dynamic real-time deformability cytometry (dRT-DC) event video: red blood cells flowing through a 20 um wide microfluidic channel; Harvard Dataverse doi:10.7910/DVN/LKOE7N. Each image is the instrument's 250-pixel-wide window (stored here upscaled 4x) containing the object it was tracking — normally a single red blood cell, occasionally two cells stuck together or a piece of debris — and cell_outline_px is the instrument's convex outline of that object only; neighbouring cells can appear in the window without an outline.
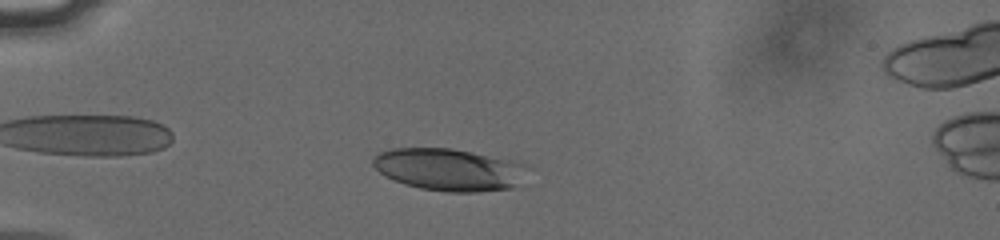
{"species": "human", "species_latin": "Homo sapiens", "temperature_condition": "cold", "stored_images_in_passage": 45, "camera_frame_rate_fps": 3000, "um_per_image_px": 0.085, "donor": {"sex": "male"}, "frame": {"image": 1, "passage_image": 11, "time_ms": 3.333, "image_size_px": [1000, 240], "cell_outline_px": [[524, 164], [512, 188], [476, 192], [448, 192], [420, 188], [404, 184], [384, 176], [372, 164], [372, 156], [376, 152], [392, 148], [452, 148], [472, 152]], "centroid_in_image_um": [37.97, 14.4], "position_along_channel_um": 47.0, "area_um2": 37.22}}
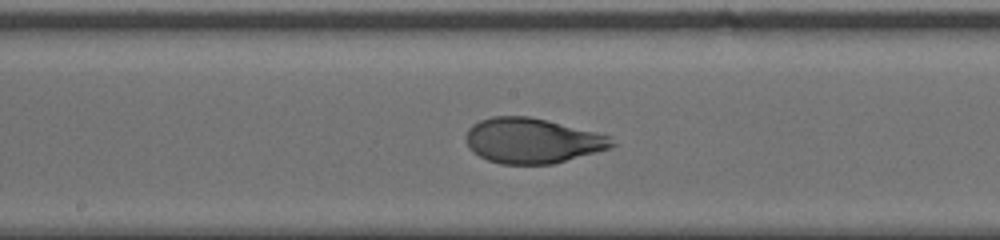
{"frame": {"image": 2, "passage_image": 26, "time_ms": 8.333, "image_size_px": [1000, 240], "cell_outline_px": [[616, 144], [612, 148], [552, 164], [500, 164], [488, 160], [472, 152], [468, 148], [468, 128], [472, 124], [480, 120], [492, 116], [528, 116], [596, 132], [608, 136]], "centroid_in_image_um": [45.23, 11.96], "position_along_channel_um": 203.0, "area_um2": 38.15}}
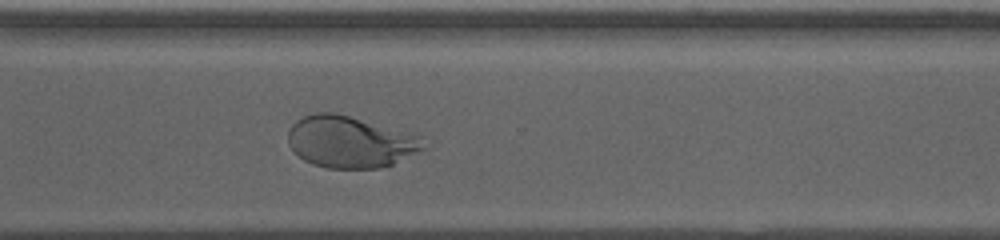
{"frame": {"image": 3, "passage_image": 37, "time_ms": 12.0, "image_size_px": [1000, 240], "cell_outline_px": [[428, 148], [392, 164], [380, 168], [328, 168], [312, 164], [304, 160], [288, 144], [288, 132], [292, 124], [296, 120], [304, 116], [316, 112], [336, 112], [420, 136]], "centroid_in_image_um": [29.76, 12.06], "position_along_channel_um": 340.8, "area_um2": 40.63}, "authors_computed_cell_mechanics": {"area_um2": 38.6682, "velocity_mm_per_s": 3.7803, "shape_relaxation_time_tau1_ms": 3.0742, "shape_relaxation_time_tau2_ms": null, "deformation_change_tau1": 0.1625, "deformation_change_tau2": null}}